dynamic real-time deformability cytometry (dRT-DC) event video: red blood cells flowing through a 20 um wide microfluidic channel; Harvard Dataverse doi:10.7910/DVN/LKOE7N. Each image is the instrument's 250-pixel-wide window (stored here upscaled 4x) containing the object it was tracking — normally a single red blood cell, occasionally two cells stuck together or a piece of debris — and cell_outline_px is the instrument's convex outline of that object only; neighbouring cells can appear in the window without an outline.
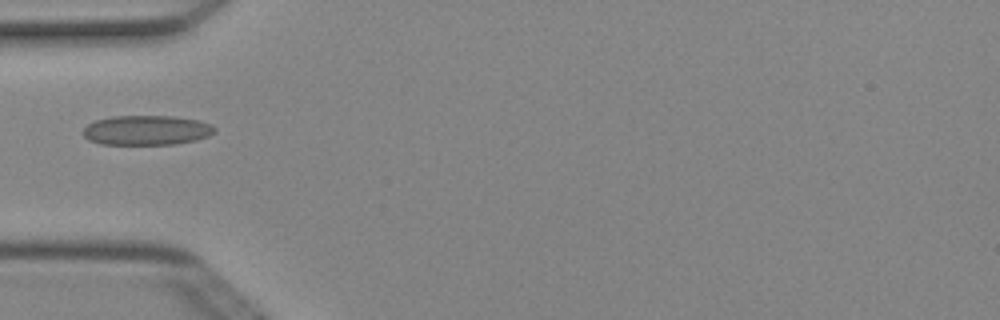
{"species": "Egyptian fruit bat (a non-hibernating species)", "species_latin": "Rousettus aegyptiacus", "temperature_condition": "cold", "stored_images_in_passage": 6, "camera_frame_rate_fps": 3000, "um_per_image_px": 0.085, "animal": {"sex": "female"}, "frame": {"image": 1, "passage_image": 5, "time_ms": 1.333, "image_size_px": [1000, 320], "cell_outline_px": [[216, 128], [208, 136], [196, 140], [176, 144], [100, 144], [88, 140], [84, 136], [84, 128], [88, 124], [96, 120], [112, 116], [172, 116], [196, 120], [212, 124]], "centroid_in_image_um": [12.45, 11.07], "position_along_channel_um": 72.6, "area_um2": 22.66}}
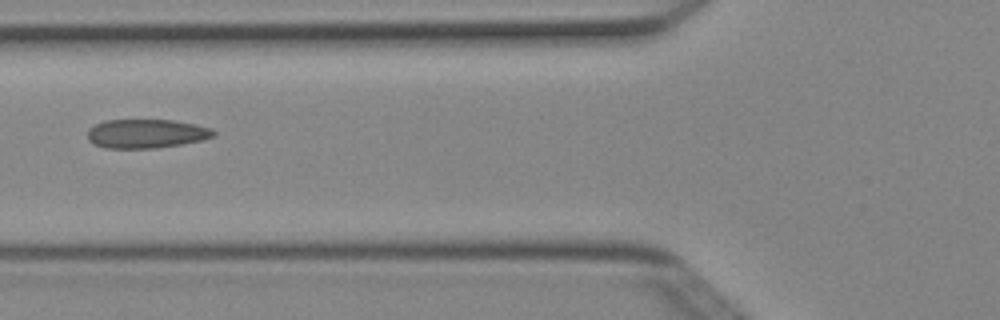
{"frame": {"image": 2, "passage_image": 6, "time_ms": 1.667, "image_size_px": [1000, 320], "cell_outline_px": [[216, 136], [204, 140], [156, 148], [104, 148], [92, 144], [88, 140], [88, 128], [104, 120], [172, 120], [212, 128], [216, 132]], "centroid_in_image_um": [12.42, 11.36], "position_along_channel_um": 113.4, "area_um2": 21.39}}